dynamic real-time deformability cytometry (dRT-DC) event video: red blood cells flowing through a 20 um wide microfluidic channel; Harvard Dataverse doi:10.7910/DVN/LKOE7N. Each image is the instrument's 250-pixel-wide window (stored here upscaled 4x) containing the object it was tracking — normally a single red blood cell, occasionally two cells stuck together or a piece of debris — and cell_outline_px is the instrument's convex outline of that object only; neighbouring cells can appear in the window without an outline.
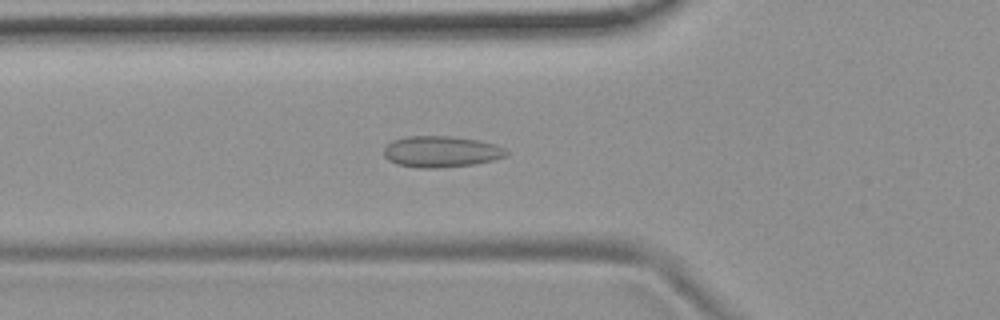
{"species": "common noctule bat (a hibernating species)", "species_latin": "Nyctalus noctula", "temperature_condition": "room temperature", "stored_images_in_passage": 54, "camera_frame_rate_fps": 3000, "um_per_image_px": 0.085, "animal": {"sex": "female", "body_mass_g": 19.9}, "frame": {"image": 1, "passage_image": 19, "time_ms": 6.0, "image_size_px": [1000, 320], "cell_outline_px": [[508, 156], [492, 160], [472, 164], [436, 168], [416, 168], [396, 164], [388, 160], [384, 156], [384, 148], [392, 140], [404, 136], [452, 136], [480, 140], [496, 144], [504, 148], [508, 152]], "centroid_in_image_um": [37.48, 12.88], "position_along_channel_um": 88.3, "area_um2": 22.48}}
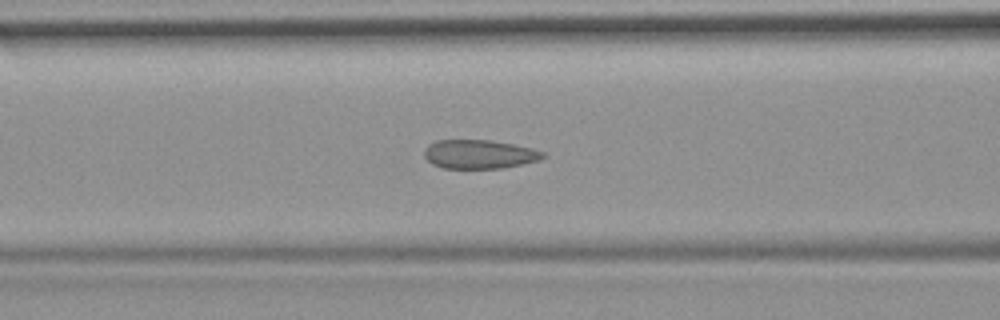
{"frame": {"image": 2, "passage_image": 22, "time_ms": 7.0, "image_size_px": [1000, 320], "cell_outline_px": [[548, 156], [540, 160], [504, 168], [444, 168], [432, 164], [424, 156], [424, 148], [428, 144], [436, 140], [492, 140], [532, 148], [544, 152]], "centroid_in_image_um": [40.75, 13.1], "position_along_channel_um": 125.8, "area_um2": 20.11}}
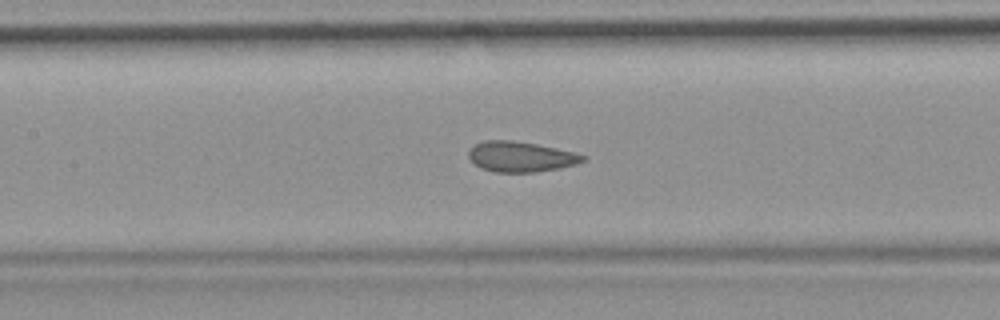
{"frame": {"image": 3, "passage_image": 25, "time_ms": 8.0, "image_size_px": [1000, 320], "cell_outline_px": [[588, 160], [576, 164], [560, 168], [536, 172], [496, 172], [480, 168], [468, 156], [468, 152], [476, 144], [484, 140], [512, 140], [536, 144], [576, 152], [588, 156]], "centroid_in_image_um": [44.32, 13.32], "position_along_channel_um": 163.1, "area_um2": 20.29}, "authors_computed_cell_mechanics": {"area_um2": 21.1259, "velocity_mm_per_s": 3.7224, "shape_relaxation_time_tau1_ms": null, "shape_relaxation_time_tau2_ms": 1.1876, "deformation_change_tau1": null, "deformation_change_tau2": 0.0734}}